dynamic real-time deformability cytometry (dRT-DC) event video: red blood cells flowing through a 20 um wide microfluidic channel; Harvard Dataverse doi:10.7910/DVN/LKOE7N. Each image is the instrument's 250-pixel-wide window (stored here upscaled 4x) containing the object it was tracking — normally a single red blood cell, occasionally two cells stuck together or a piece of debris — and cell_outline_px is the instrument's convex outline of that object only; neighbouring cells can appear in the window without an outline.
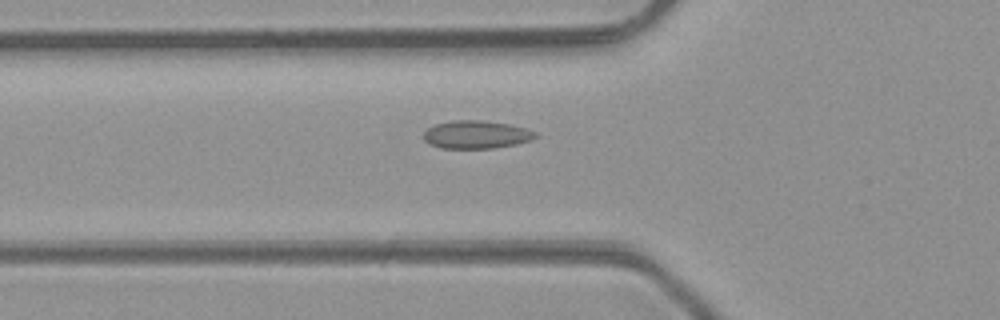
{"species": "common noctule bat (a hibernating species)", "species_latin": "Nyctalus noctula", "temperature_condition": "room temperature", "stored_images_in_passage": 29, "camera_frame_rate_fps": 3000, "um_per_image_px": 0.085, "animal": {"sex": "male", "body_mass_g": 23.1, "forearm_length_mm": 52.7}, "frame": {"image": 1, "passage_image": 3, "time_ms": 0.667, "image_size_px": [1000, 320], "cell_outline_px": [[540, 136], [516, 144], [492, 148], [440, 148], [428, 144], [424, 140], [424, 132], [428, 128], [436, 124], [452, 120], [480, 120], [508, 124], [524, 128], [536, 132]], "centroid_in_image_um": [40.46, 11.44], "position_along_channel_um": 85.3, "area_um2": 18.15}}
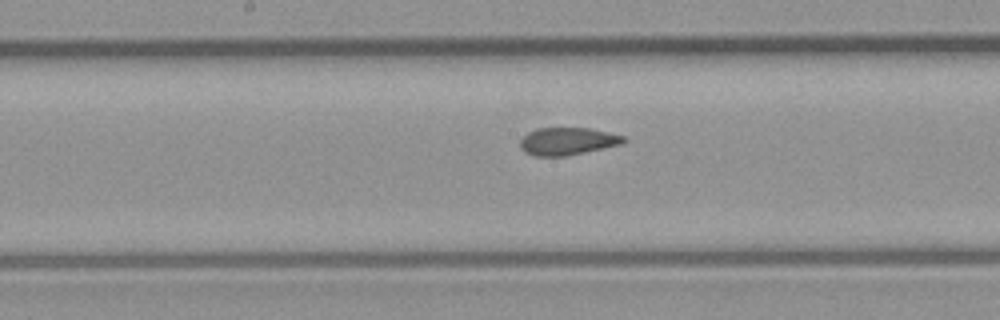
{"frame": {"image": 2, "passage_image": 11, "time_ms": 3.333, "image_size_px": [1000, 320], "cell_outline_px": [[628, 140], [624, 144], [564, 156], [532, 156], [524, 152], [520, 148], [520, 140], [528, 132], [536, 128], [588, 128], [608, 132], [624, 136]], "centroid_in_image_um": [48.24, 12.01], "position_along_channel_um": 200.0, "area_um2": 16.7}}
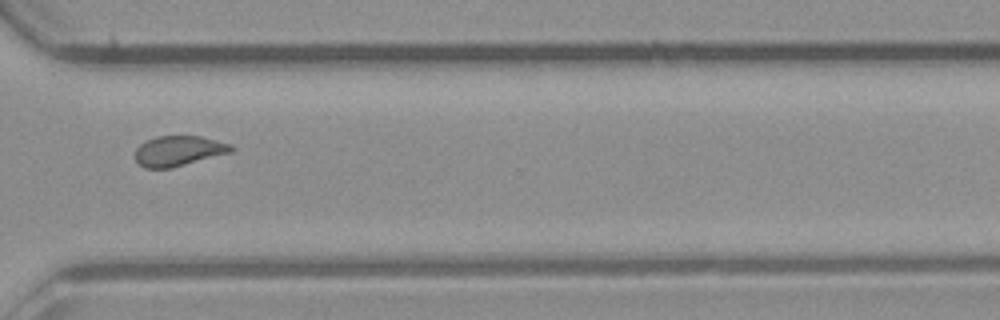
{"frame": {"image": 3, "passage_image": 22, "time_ms": 7.0, "image_size_px": [1000, 320], "cell_outline_px": [[236, 148], [232, 152], [172, 168], [144, 168], [136, 160], [136, 148], [140, 144], [156, 136], [200, 136], [232, 144]], "centroid_in_image_um": [15.22, 12.83], "position_along_channel_um": 355.4, "area_um2": 16.94}}